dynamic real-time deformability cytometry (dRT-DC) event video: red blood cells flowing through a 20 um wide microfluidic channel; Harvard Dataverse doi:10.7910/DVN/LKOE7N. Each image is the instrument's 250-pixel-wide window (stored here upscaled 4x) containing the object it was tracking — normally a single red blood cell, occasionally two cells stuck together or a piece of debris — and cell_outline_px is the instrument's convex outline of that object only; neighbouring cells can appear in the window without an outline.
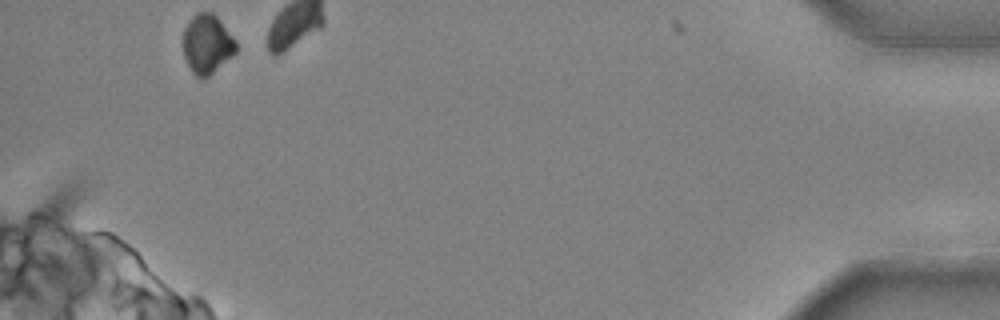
{"species": "common noctule bat (a hibernating species)", "species_latin": "Nyctalus noctula", "temperature_condition": "cold", "stored_images_in_passage": 35, "camera_frame_rate_fps": 3000, "um_per_image_px": 0.085, "animal": {"sex": "male", "body_mass_g": 20.4}, "frame": {"image": 1, "passage_image": 35, "time_ms": 11.333, "image_size_px": [1000, 320], "cell_outline_px": [[236, 52], [232, 56], [208, 76], [196, 76], [192, 72], [184, 56], [180, 44], [180, 40], [184, 28], [188, 20], [196, 12], [212, 12], [220, 20], [236, 40]], "centroid_in_image_um": [17.55, 3.7], "position_along_channel_um": 417.6, "area_um2": 18.5}, "authors_computed_cell_mechanics": {"area_um2": 21.7906, "velocity_mm_per_s": 3.9938, "shape_relaxation_time_tau1_ms": 3.6506, "shape_relaxation_time_tau2_ms": null, "deformation_change_tau1": 0.0803, "deformation_change_tau2": null}}